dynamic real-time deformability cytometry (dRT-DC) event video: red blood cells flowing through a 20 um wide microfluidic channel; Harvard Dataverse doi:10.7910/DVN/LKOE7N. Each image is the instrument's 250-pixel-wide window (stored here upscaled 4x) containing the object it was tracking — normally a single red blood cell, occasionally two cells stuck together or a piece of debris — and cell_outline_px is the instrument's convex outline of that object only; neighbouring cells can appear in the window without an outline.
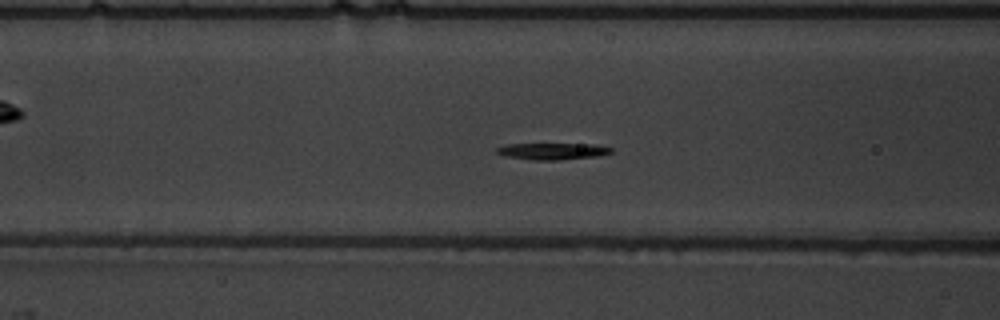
{"species": "common noctule bat (a hibernating species)", "species_latin": "Nyctalus noctula", "temperature_condition": "warm", "stored_images_in_passage": 55, "camera_frame_rate_fps": 3000, "um_per_image_px": 0.085, "animal": {"sex": "male", "body_mass_g": 19.5, "forearm_length_mm": 54.6}, "frame": {"image": 1, "passage_image": 23, "time_ms": 7.333, "image_size_px": [1000, 320], "cell_outline_px": [[612, 152], [600, 156], [560, 160], [532, 160], [504, 156], [496, 152], [496, 148], [508, 144], [596, 144], [612, 148]], "centroid_in_image_um": [46.99, 12.86], "position_along_channel_um": 119.6, "area_um2": 11.16}}
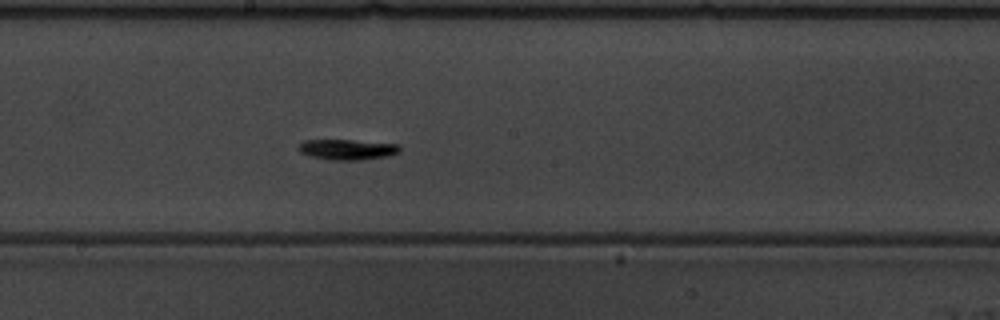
{"frame": {"image": 2, "passage_image": 31, "time_ms": 10.0, "image_size_px": [1000, 320], "cell_outline_px": [[400, 152], [388, 156], [360, 160], [328, 160], [308, 156], [300, 152], [296, 148], [304, 140], [352, 140], [400, 144]], "centroid_in_image_um": [29.51, 12.71], "position_along_channel_um": 218.7, "area_um2": 12.25}}
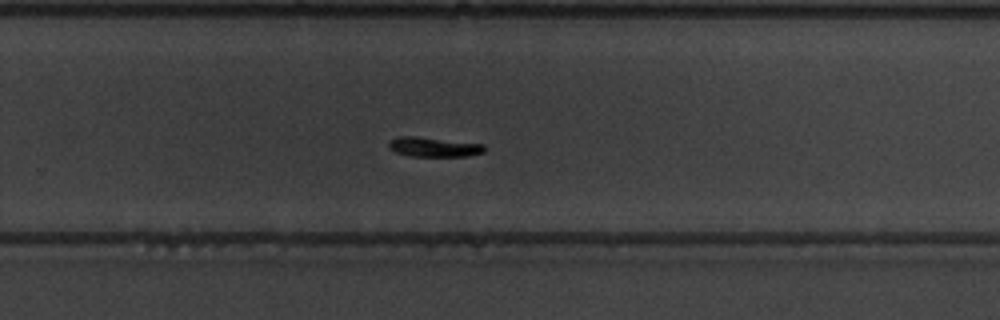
{"frame": {"image": 3, "passage_image": 37, "time_ms": 12.0, "image_size_px": [1000, 320], "cell_outline_px": [[484, 152], [468, 156], [408, 156], [396, 152], [388, 144], [396, 136], [416, 136], [484, 144]], "centroid_in_image_um": [36.88, 12.49], "position_along_channel_um": 292.9, "area_um2": 10.81}, "authors_computed_cell_mechanics": {"area_um2": 10.8664, "velocity_mm_per_s": 3.7194, "shape_relaxation_time_tau1_ms": 1.7358, "shape_relaxation_time_tau2_ms": null, "deformation_change_tau1": 0.1115, "deformation_change_tau2": null}}